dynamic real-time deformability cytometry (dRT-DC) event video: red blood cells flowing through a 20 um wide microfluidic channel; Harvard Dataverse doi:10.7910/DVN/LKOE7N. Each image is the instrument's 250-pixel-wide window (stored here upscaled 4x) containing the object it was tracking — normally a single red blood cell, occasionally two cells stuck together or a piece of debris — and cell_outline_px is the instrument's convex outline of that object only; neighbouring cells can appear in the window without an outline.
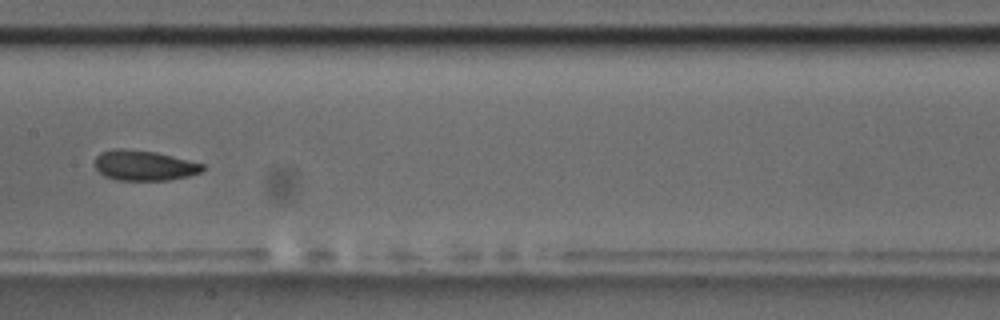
{"species": "common noctule bat (a hibernating species)", "species_latin": "Nyctalus noctula", "temperature_condition": "room temperature", "stored_images_in_passage": 9, "camera_frame_rate_fps": 3000, "um_per_image_px": 0.085, "animal": {"sex": "male", "body_mass_g": 17.5, "forearm_length_mm": 52.3}, "frame": {"image": 1, "passage_image": 8, "time_ms": 8.333, "image_size_px": [1000, 320], "cell_outline_px": [[204, 172], [188, 176], [168, 180], [116, 180], [104, 176], [96, 168], [96, 156], [100, 152], [112, 148], [124, 148], [156, 152], [204, 164]], "centroid_in_image_um": [12.25, 14.06], "position_along_channel_um": 195.2, "area_um2": 19.07}}
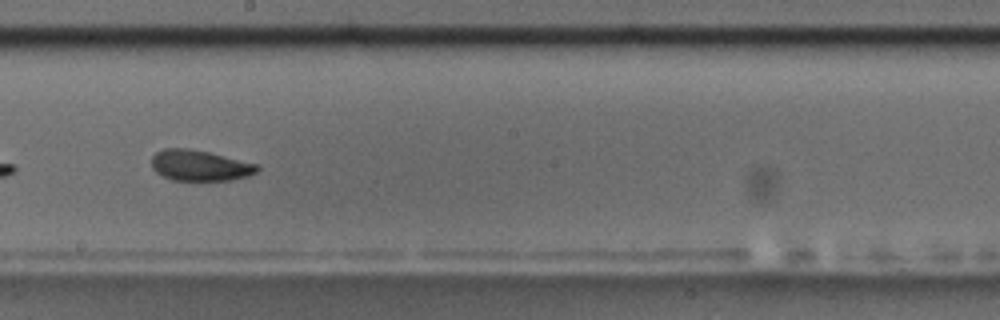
{"frame": {"image": 2, "passage_image": 9, "time_ms": 9.333, "image_size_px": [1000, 320], "cell_outline_px": [[260, 168], [256, 172], [248, 176], [232, 180], [172, 180], [156, 172], [152, 168], [152, 156], [156, 152], [164, 148], [188, 148], [208, 152], [260, 164]], "centroid_in_image_um": [17.01, 14.06], "position_along_channel_um": 231.2, "area_um2": 19.02}}